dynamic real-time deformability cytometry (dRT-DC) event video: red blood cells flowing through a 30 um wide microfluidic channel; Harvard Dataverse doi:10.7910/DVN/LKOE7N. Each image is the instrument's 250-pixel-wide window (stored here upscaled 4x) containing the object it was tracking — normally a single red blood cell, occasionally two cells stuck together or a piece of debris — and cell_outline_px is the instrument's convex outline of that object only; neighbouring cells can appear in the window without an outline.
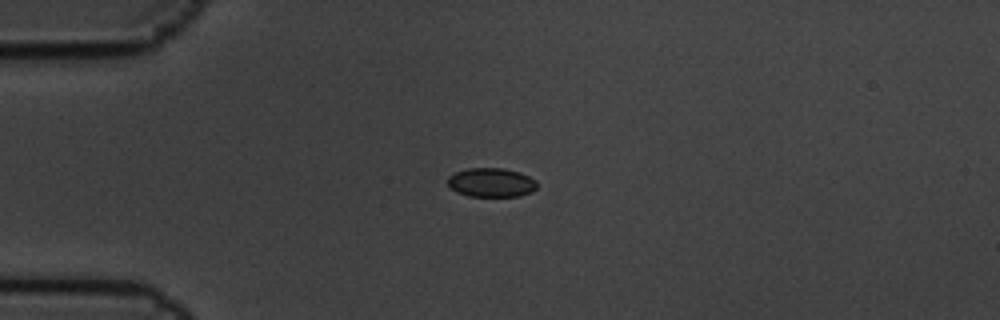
{"species": "common noctule bat (a hibernating species)", "species_latin": "Nyctalus noctula", "temperature_condition": "cold", "stored_images_in_passage": 5, "camera_frame_rate_fps": 3000, "um_per_image_px": 0.085, "animal": {"sex": "male", "body_mass_g": 19.5, "forearm_length_mm": 54.6}, "frame": {"image": 1, "passage_image": 3, "time_ms": 0.667, "image_size_px": [1000, 320], "cell_outline_px": [[536, 188], [532, 192], [520, 196], [468, 196], [456, 192], [448, 184], [448, 176], [456, 172], [468, 168], [504, 168], [520, 172], [536, 180]], "centroid_in_image_um": [41.77, 15.51], "position_along_channel_um": 43.2, "area_um2": 15.14}}
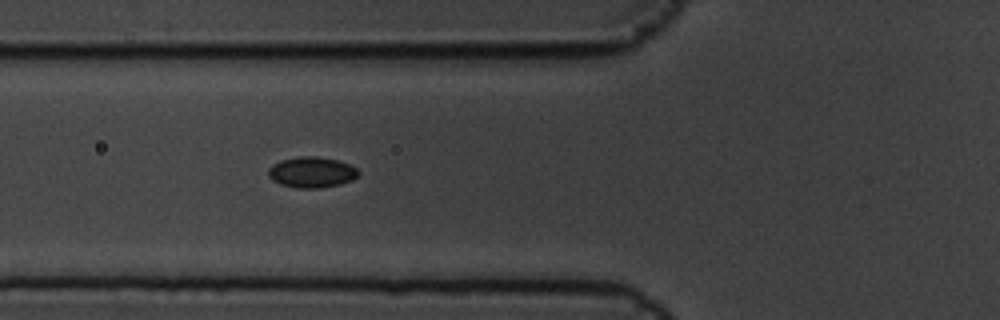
{"frame": {"image": 2, "passage_image": 5, "time_ms": 1.333, "image_size_px": [1000, 320], "cell_outline_px": [[360, 172], [352, 180], [340, 184], [320, 188], [296, 188], [280, 184], [272, 180], [268, 176], [268, 168], [272, 164], [280, 160], [300, 156], [316, 156], [336, 160], [348, 164], [356, 168]], "centroid_in_image_um": [26.46, 14.64], "position_along_channel_um": 99.3, "area_um2": 16.18}}